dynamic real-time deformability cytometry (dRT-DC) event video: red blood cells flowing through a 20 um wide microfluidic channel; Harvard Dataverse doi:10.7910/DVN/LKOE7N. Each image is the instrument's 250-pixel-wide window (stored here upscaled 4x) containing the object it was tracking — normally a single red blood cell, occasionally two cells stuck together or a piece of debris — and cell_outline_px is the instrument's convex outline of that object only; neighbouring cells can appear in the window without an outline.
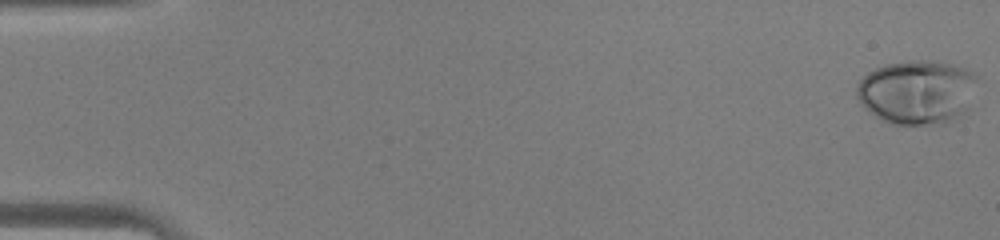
{"species": "human", "species_latin": "Homo sapiens", "temperature_condition": "warm", "stored_images_in_passage": 46, "camera_frame_rate_fps": 3000, "um_per_image_px": 0.085, "donor": {"sex": "male"}, "frame": {"image": 1, "passage_image": 1, "time_ms": 0.0, "image_size_px": [1000, 240], "cell_outline_px": [[980, 76], [968, 108], [956, 120], [944, 124], [892, 124], [876, 116], [856, 96], [856, 88], [860, 80], [868, 72], [884, 64], [908, 60], [924, 60], [948, 64], [964, 68]], "centroid_in_image_um": [78.0, 7.82], "position_along_channel_um": 7.0, "area_um2": 45.14}}
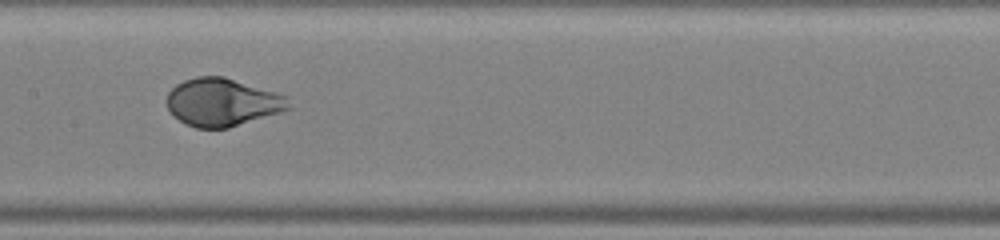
{"frame": {"image": 2, "passage_image": 24, "time_ms": 7.667, "image_size_px": [1000, 240], "cell_outline_px": [[292, 108], [280, 112], [228, 128], [196, 128], [172, 116], [168, 108], [168, 92], [176, 84], [184, 80], [196, 76], [224, 76], [288, 96]], "centroid_in_image_um": [18.91, 8.68], "position_along_channel_um": 188.5, "area_um2": 33.93}}
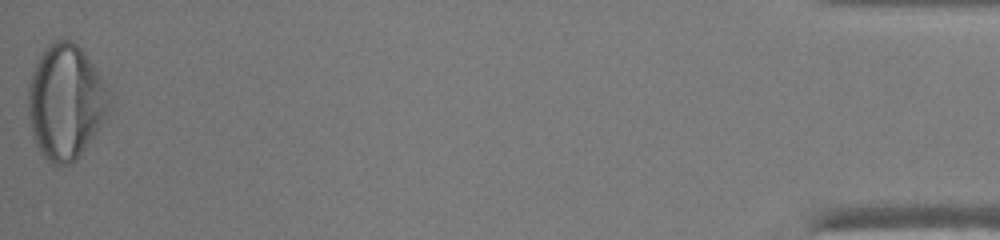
{"frame": {"image": 3, "passage_image": 46, "time_ms": 15.0, "image_size_px": [1000, 240], "cell_outline_px": [[108, 108], [104, 120], [76, 160], [72, 164], [52, 164], [40, 152], [32, 136], [28, 116], [28, 88], [32, 72], [44, 48], [52, 40], [60, 36], [72, 40], [84, 52], [104, 80], [108, 88]], "centroid_in_image_um": [5.55, 8.62], "position_along_channel_um": 429.7, "area_um2": 54.16}}